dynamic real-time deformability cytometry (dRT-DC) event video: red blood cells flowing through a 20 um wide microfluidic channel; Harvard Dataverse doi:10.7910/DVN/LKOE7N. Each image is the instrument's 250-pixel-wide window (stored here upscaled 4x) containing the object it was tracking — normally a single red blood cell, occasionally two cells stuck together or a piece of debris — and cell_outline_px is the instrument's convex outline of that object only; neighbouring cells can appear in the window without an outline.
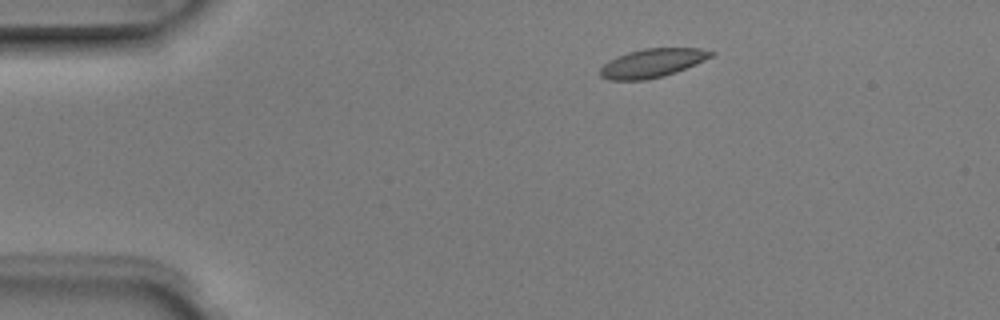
{"species": "Egyptian fruit bat (a non-hibernating species)", "species_latin": "Rousettus aegyptiacus", "temperature_condition": "room temperature", "stored_images_in_passage": 6, "camera_frame_rate_fps": 3000, "um_per_image_px": 0.085, "animal": {"sex": "male"}, "frame": {"image": 1, "passage_image": 2, "time_ms": 0.333, "image_size_px": [1000, 320], "cell_outline_px": [[716, 52], [712, 56], [696, 64], [676, 72], [664, 76], [644, 80], [608, 80], [600, 76], [600, 68], [608, 60], [616, 56], [628, 52], [644, 48], [700, 48]], "centroid_in_image_um": [55.42, 5.36], "position_along_channel_um": 29.6, "area_um2": 18.61}}
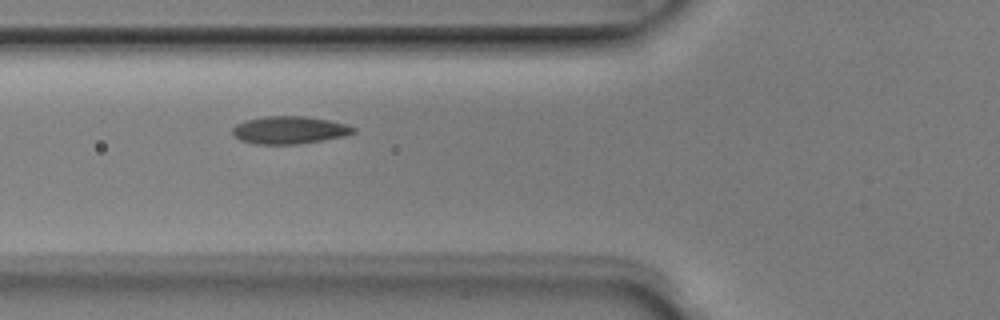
{"frame": {"image": 2, "passage_image": 5, "time_ms": 1.333, "image_size_px": [1000, 320], "cell_outline_px": [[356, 132], [344, 136], [296, 144], [256, 144], [240, 140], [232, 132], [232, 128], [236, 124], [244, 120], [264, 116], [304, 116], [328, 120], [348, 124], [356, 128]], "centroid_in_image_um": [24.59, 11.04], "position_along_channel_um": 101.2, "area_um2": 19.42}}
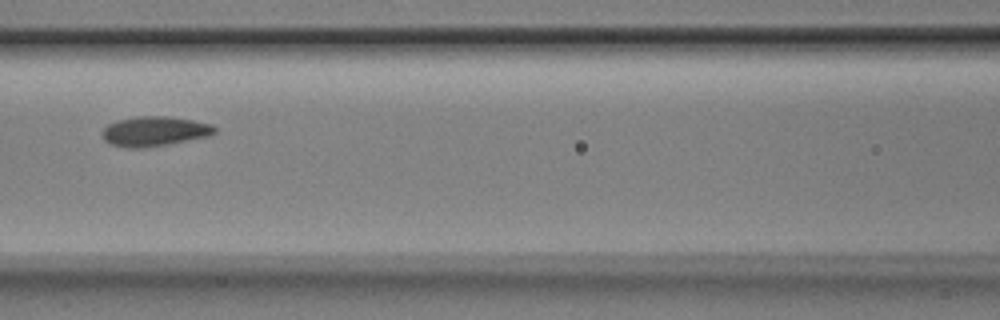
{"frame": {"image": 3, "passage_image": 6, "time_ms": 1.667, "image_size_px": [1000, 320], "cell_outline_px": [[216, 132], [208, 136], [168, 144], [144, 148], [128, 148], [112, 144], [104, 140], [100, 132], [108, 124], [116, 120], [136, 116], [168, 116], [192, 120], [212, 124], [216, 128]], "centroid_in_image_um": [13.1, 11.15], "position_along_channel_um": 153.5, "area_um2": 19.59}}